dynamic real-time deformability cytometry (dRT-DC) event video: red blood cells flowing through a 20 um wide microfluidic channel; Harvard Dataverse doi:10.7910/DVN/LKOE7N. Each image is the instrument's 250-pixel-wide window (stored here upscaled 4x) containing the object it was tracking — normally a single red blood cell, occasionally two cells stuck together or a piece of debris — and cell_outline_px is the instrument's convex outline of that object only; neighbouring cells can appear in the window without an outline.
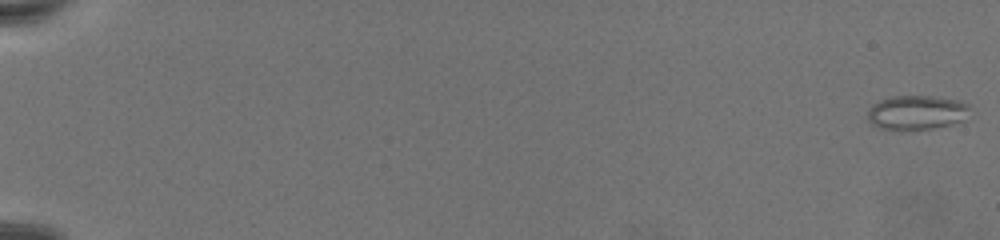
{"species": "common noctule bat (a hibernating species)", "species_latin": "Nyctalus noctula", "temperature_condition": "warm", "stored_images_in_passage": 76, "camera_frame_rate_fps": 3000, "um_per_image_px": 0.085, "animal": {"sex": "female", "body_mass_g": 19.5, "forearm_length_mm": 54.1}, "frame": {"image": 1, "passage_image": 1, "time_ms": 0.0, "image_size_px": [1000, 240], "cell_outline_px": [[968, 108], [964, 120], [932, 128], [912, 132], [880, 128], [872, 124], [868, 120], [868, 112], [872, 104], [880, 100], [892, 96], [928, 96], [956, 100], [968, 104]], "centroid_in_image_um": [77.85, 9.59], "position_along_channel_um": 7.2, "area_um2": 20.46}}
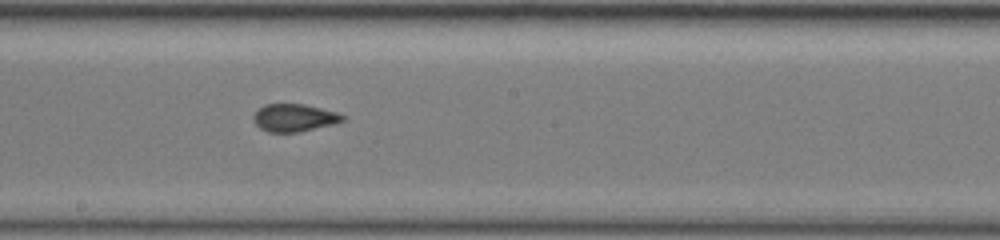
{"frame": {"image": 2, "passage_image": 46, "time_ms": 15.0, "image_size_px": [1000, 240], "cell_outline_px": [[344, 120], [332, 124], [300, 132], [268, 132], [260, 128], [252, 120], [252, 116], [264, 104], [304, 104], [336, 112], [344, 116]], "centroid_in_image_um": [24.97, 10.01], "position_along_channel_um": 223.2, "area_um2": 14.22}}
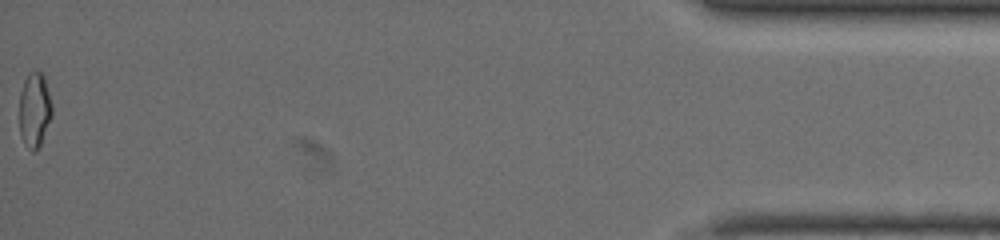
{"frame": {"image": 3, "passage_image": 76, "time_ms": 25.0, "image_size_px": [1000, 240], "cell_outline_px": [[52, 116], [40, 144], [36, 152], [32, 152], [24, 144], [20, 132], [20, 92], [24, 80], [28, 72], [32, 68], [40, 72], [44, 76], [52, 104]], "centroid_in_image_um": [2.93, 9.31], "position_along_channel_um": 432.3, "area_um2": 14.39}}